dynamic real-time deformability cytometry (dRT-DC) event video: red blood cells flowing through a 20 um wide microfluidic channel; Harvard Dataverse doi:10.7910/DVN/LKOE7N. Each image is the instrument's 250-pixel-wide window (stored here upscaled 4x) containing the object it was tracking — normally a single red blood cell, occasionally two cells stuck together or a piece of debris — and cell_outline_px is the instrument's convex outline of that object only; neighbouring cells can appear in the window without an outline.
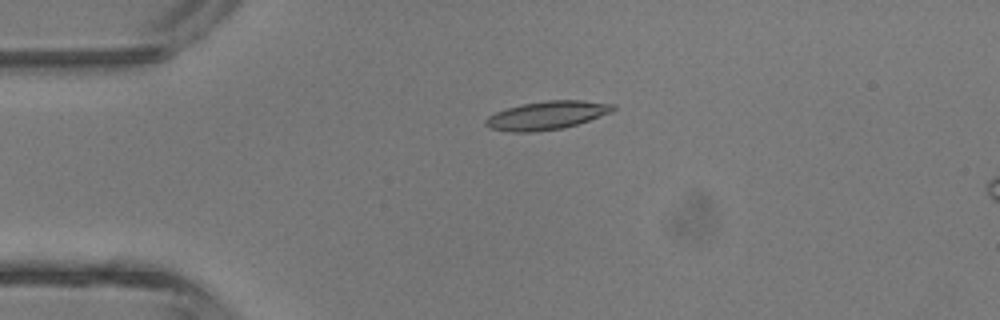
{"species": "common noctule bat (a hibernating species)", "species_latin": "Nyctalus noctula", "temperature_condition": "room temperature", "stored_images_in_passage": 5, "camera_frame_rate_fps": 3000, "um_per_image_px": 0.085, "animal": {"sex": "male", "body_mass_g": 13.3}, "frame": {"image": 1, "passage_image": 4, "time_ms": 3.333, "image_size_px": [1000, 320], "cell_outline_px": [[616, 108], [612, 112], [564, 128], [532, 132], [512, 132], [488, 128], [484, 124], [484, 120], [488, 116], [496, 112], [520, 104], [548, 100], [580, 100], [616, 104]], "centroid_in_image_um": [46.46, 9.8], "position_along_channel_um": 38.5, "area_um2": 21.1}}